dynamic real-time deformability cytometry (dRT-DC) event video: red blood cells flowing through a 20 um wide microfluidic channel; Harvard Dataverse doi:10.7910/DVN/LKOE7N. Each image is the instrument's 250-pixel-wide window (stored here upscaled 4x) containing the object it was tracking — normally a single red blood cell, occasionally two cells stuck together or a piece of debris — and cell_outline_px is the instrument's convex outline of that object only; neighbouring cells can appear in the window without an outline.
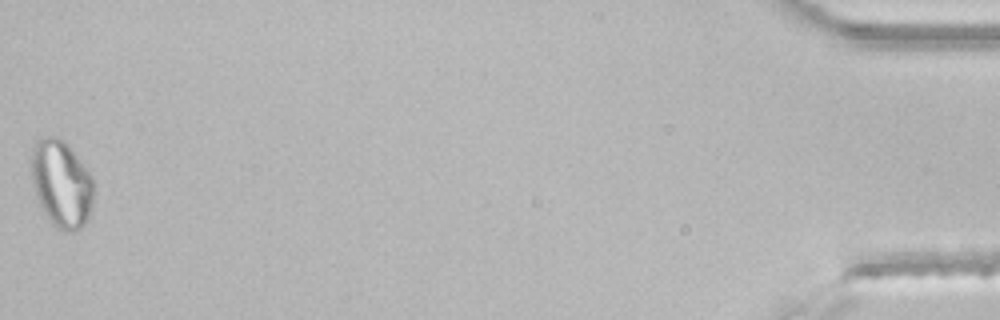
{"species": "common noctule bat (a hibernating species)", "species_latin": "Nyctalus noctula", "temperature_condition": "room temperature", "stored_images_in_passage": 47, "segment_of_instrument_passage": [2, 2], "camera_frame_rate_fps": 3000, "um_per_image_px": 0.085, "animal": {"sex": "male", "body_mass_g": 21.5, "forearm_length_mm": 52.0}, "frame": {"image": 1, "passage_image": 47, "time_ms": 15.333, "image_size_px": [1000, 320], "cell_outline_px": [[92, 204], [88, 220], [80, 228], [72, 232], [64, 232], [52, 224], [48, 220], [36, 196], [32, 180], [32, 148], [36, 140], [48, 136], [56, 136], [64, 140], [92, 176]], "centroid_in_image_um": [5.21, 15.63], "position_along_channel_um": 430.0, "area_um2": 31.5}}